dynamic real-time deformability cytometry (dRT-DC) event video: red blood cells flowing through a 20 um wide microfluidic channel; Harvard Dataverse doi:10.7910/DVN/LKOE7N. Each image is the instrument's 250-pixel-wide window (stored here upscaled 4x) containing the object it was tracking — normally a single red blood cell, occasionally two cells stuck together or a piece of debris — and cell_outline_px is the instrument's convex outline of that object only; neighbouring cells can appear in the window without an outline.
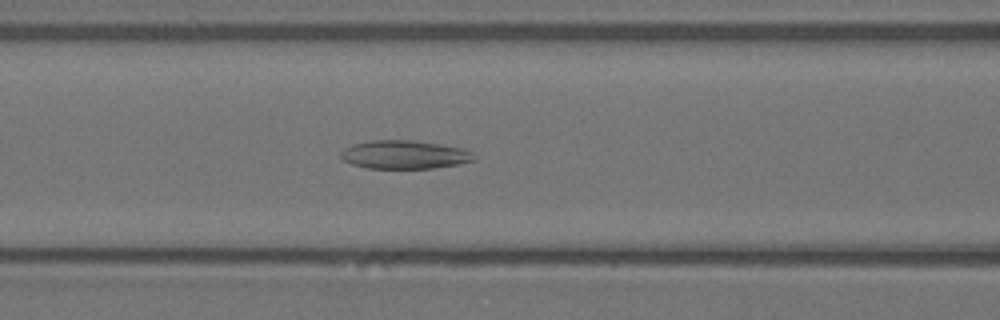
{"species": "Egyptian fruit bat (a non-hibernating species)", "species_latin": "Rousettus aegyptiacus", "temperature_condition": "warm", "stored_images_in_passage": 56, "camera_frame_rate_fps": 3000, "um_per_image_px": 0.085, "animal": {"sex": "female"}, "frame": {"image": 1, "passage_image": 22, "time_ms": 7.0, "image_size_px": [1000, 320], "cell_outline_px": [[476, 160], [456, 164], [432, 168], [368, 168], [352, 164], [344, 160], [340, 156], [340, 152], [344, 148], [352, 144], [368, 140], [412, 140], [440, 144], [460, 148], [472, 152], [476, 156]], "centroid_in_image_um": [34.35, 13.13], "position_along_channel_um": 132.2, "area_um2": 22.02}}
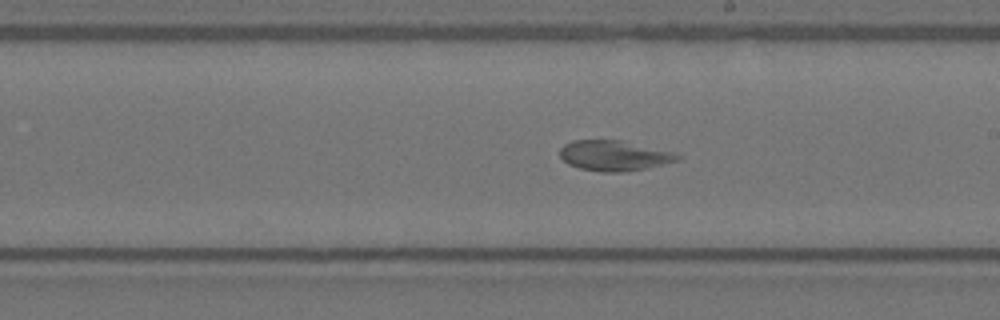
{"frame": {"image": 2, "passage_image": 31, "time_ms": 10.0, "image_size_px": [1000, 320], "cell_outline_px": [[684, 156], [680, 160], [648, 168], [620, 172], [600, 172], [580, 168], [568, 164], [560, 156], [560, 148], [564, 144], [572, 140], [620, 140], [676, 152]], "centroid_in_image_um": [52.25, 13.23], "position_along_channel_um": 236.8, "area_um2": 20.98}}
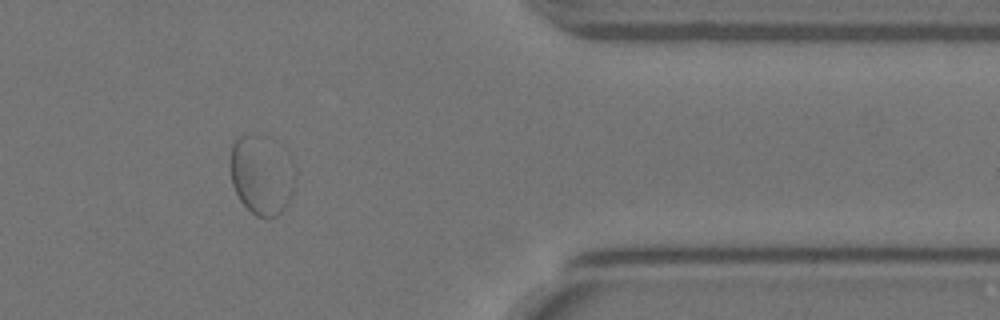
{"frame": {"image": 3, "passage_image": 46, "time_ms": 15.0, "image_size_px": [1000, 320], "cell_outline_px": [[292, 196], [284, 208], [276, 216], [256, 216], [240, 200], [232, 184], [232, 144], [240, 136], [248, 136], [292, 188]], "centroid_in_image_um": [21.92, 15.3], "position_along_channel_um": 389.5, "area_um2": 22.83}, "authors_computed_cell_mechanics": {"area_um2": 25.2008, "velocity_mm_per_s": 3.5059, "shape_relaxation_time_tau1_ms": null, "shape_relaxation_time_tau2_ms": 1.4604, "deformation_change_tau1": null, "deformation_change_tau2": 0.0536}}